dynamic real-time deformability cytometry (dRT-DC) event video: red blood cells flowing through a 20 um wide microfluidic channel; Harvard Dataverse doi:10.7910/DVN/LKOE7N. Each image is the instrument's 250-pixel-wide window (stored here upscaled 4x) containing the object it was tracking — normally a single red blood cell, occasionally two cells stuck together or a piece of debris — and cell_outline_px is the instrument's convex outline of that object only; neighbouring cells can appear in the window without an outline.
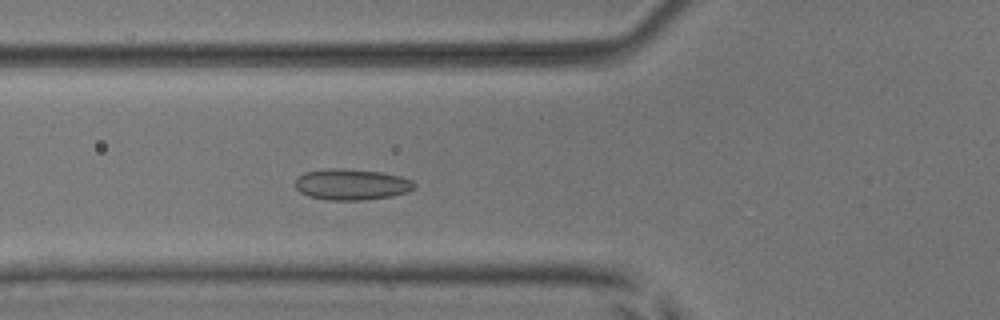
{"species": "common noctule bat (a hibernating species)", "species_latin": "Nyctalus noctula", "temperature_condition": "room temperature", "stored_images_in_passage": 42, "camera_frame_rate_fps": 3000, "um_per_image_px": 0.085, "animal": {"sex": "male", "body_mass_g": 17.9, "forearm_length_mm": 54.2}, "frame": {"image": 1, "passage_image": 10, "time_ms": 3.0, "image_size_px": [1000, 320], "cell_outline_px": [[416, 188], [408, 192], [392, 196], [364, 200], [328, 200], [308, 196], [300, 192], [296, 188], [296, 180], [304, 172], [328, 168], [332, 168], [380, 172], [400, 176], [412, 180], [416, 184]], "centroid_in_image_um": [29.91, 15.69], "position_along_channel_um": 95.9, "area_um2": 21.5}}
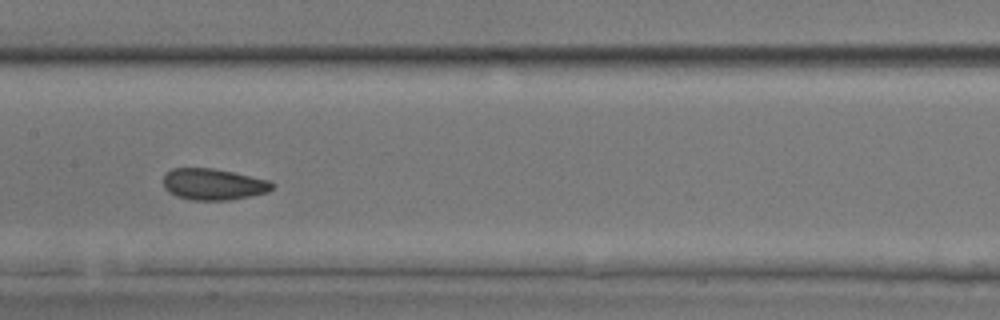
{"frame": {"image": 2, "passage_image": 17, "time_ms": 5.333, "image_size_px": [1000, 320], "cell_outline_px": [[276, 184], [268, 192], [228, 200], [192, 200], [176, 196], [168, 192], [164, 188], [164, 176], [172, 168], [212, 168], [232, 172], [268, 180]], "centroid_in_image_um": [18.12, 15.66], "position_along_channel_um": 189.3, "area_um2": 19.77}}
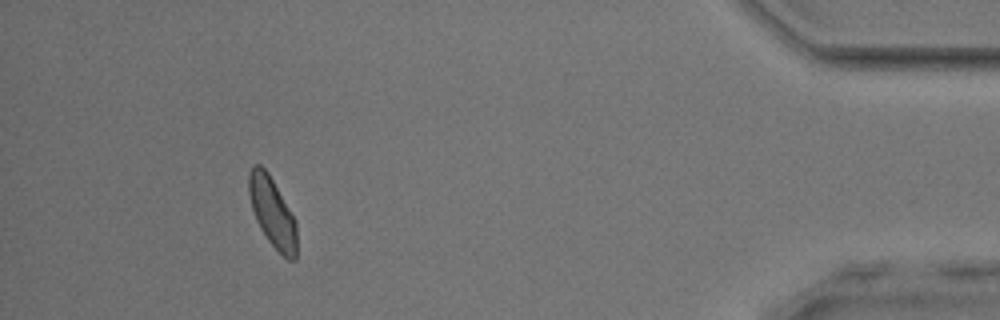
{"frame": {"image": 3, "passage_image": 38, "time_ms": 12.333, "image_size_px": [1000, 320], "cell_outline_px": [[296, 260], [288, 260], [268, 240], [260, 228], [256, 220], [252, 208], [248, 192], [248, 172], [252, 164], [260, 164], [268, 172], [296, 220]], "centroid_in_image_um": [23.13, 18.0], "position_along_channel_um": 412.1, "area_um2": 19.42}, "authors_computed_cell_mechanics": {"area_um2": 19.9121, "velocity_mm_per_s": 4.0064, "shape_relaxation_time_tau1_ms": 6.011, "shape_relaxation_time_tau2_ms": 1.9626, "deformation_change_tau1": 0.0807, "deformation_change_tau2": 0.0669}}